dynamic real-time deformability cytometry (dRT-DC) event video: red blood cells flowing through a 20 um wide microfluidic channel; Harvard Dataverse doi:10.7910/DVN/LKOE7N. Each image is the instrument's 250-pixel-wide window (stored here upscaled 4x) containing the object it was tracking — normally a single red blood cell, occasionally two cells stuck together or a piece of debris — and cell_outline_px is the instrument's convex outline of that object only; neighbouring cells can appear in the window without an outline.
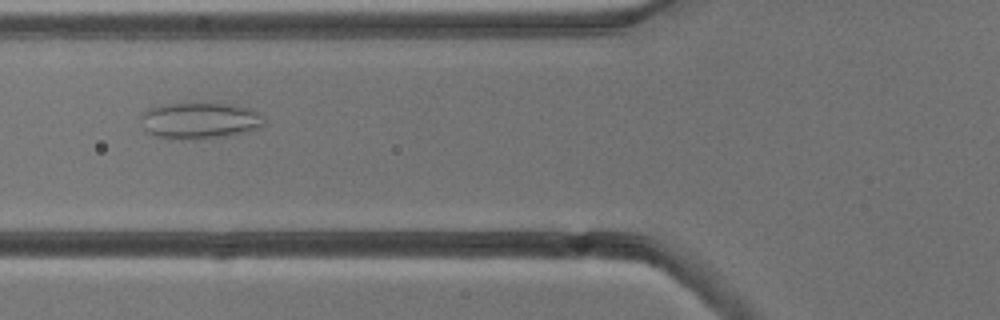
{"species": "common noctule bat (a hibernating species)", "species_latin": "Nyctalus noctula", "temperature_condition": "cold", "stored_images_in_passage": 7, "camera_frame_rate_fps": 3000, "um_per_image_px": 0.085, "animal": {"sex": "male", "body_mass_g": 13.3}, "frame": {"image": 1, "passage_image": 6, "time_ms": 6.0, "image_size_px": [1000, 320], "cell_outline_px": [[264, 124], [256, 128], [224, 136], [156, 136], [148, 132], [144, 128], [140, 120], [140, 116], [144, 112], [152, 108], [172, 104], [228, 104], [248, 108], [256, 112], [264, 120]], "centroid_in_image_um": [16.97, 10.2], "position_along_channel_um": 108.8, "area_um2": 24.28}}